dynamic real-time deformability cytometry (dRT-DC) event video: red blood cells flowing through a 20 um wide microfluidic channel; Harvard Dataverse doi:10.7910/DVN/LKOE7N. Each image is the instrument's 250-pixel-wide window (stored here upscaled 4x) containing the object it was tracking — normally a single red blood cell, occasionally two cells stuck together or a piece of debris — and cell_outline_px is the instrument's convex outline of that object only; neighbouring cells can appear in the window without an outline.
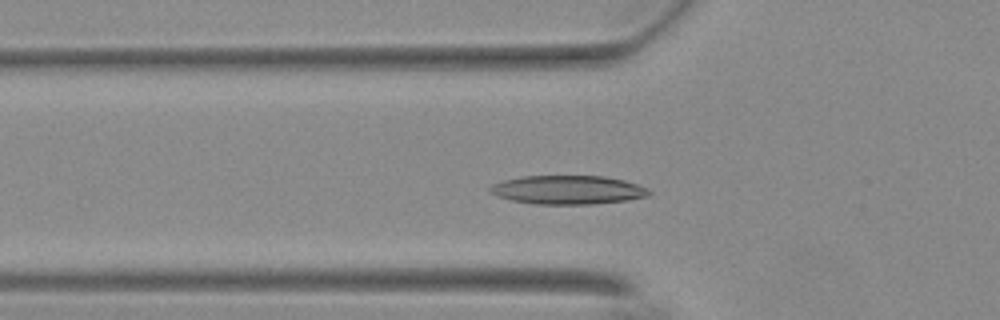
{"species": "Egyptian fruit bat (a non-hibernating species)", "species_latin": "Rousettus aegyptiacus", "temperature_condition": "warm", "stored_images_in_passage": 51, "camera_frame_rate_fps": 3000, "um_per_image_px": 0.085, "animal": {"sex": "female"}, "frame": {"image": 1, "passage_image": 15, "time_ms": 4.667, "image_size_px": [1000, 320], "cell_outline_px": [[652, 192], [648, 196], [628, 200], [592, 204], [536, 204], [512, 200], [496, 196], [488, 192], [488, 188], [492, 184], [504, 180], [524, 176], [604, 176], [624, 180], [648, 188]], "centroid_in_image_um": [48.26, 16.14], "position_along_channel_um": 77.5, "area_um2": 26.7}}
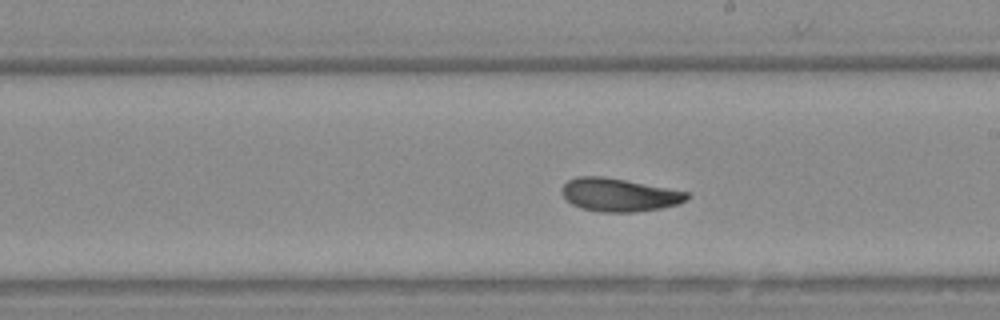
{"frame": {"image": 2, "passage_image": 28, "time_ms": 9.0, "image_size_px": [1000, 320], "cell_outline_px": [[688, 200], [676, 204], [660, 208], [636, 212], [600, 212], [580, 208], [572, 204], [560, 192], [560, 188], [568, 180], [576, 176], [600, 176], [624, 180], [688, 192]], "centroid_in_image_um": [52.57, 16.57], "position_along_channel_um": 236.4, "area_um2": 23.99}}
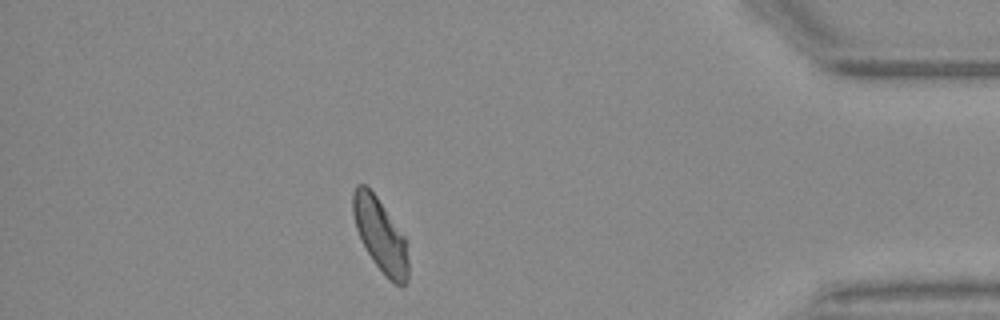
{"frame": {"image": 3, "passage_image": 45, "time_ms": 14.667, "image_size_px": [1000, 320], "cell_outline_px": [[408, 280], [404, 284], [396, 284], [372, 260], [356, 228], [352, 212], [352, 192], [356, 184], [364, 184], [376, 196], [404, 236], [408, 260]], "centroid_in_image_um": [32.3, 19.93], "position_along_channel_um": 402.9, "area_um2": 22.89}, "authors_computed_cell_mechanics": {"area_um2": 24.276, "velocity_mm_per_s": 3.667, "shape_relaxation_time_tau1_ms": 4.4808, "shape_relaxation_time_tau2_ms": 3.0615, "deformation_change_tau1": 0.152, "deformation_change_tau2": 0.0998}}